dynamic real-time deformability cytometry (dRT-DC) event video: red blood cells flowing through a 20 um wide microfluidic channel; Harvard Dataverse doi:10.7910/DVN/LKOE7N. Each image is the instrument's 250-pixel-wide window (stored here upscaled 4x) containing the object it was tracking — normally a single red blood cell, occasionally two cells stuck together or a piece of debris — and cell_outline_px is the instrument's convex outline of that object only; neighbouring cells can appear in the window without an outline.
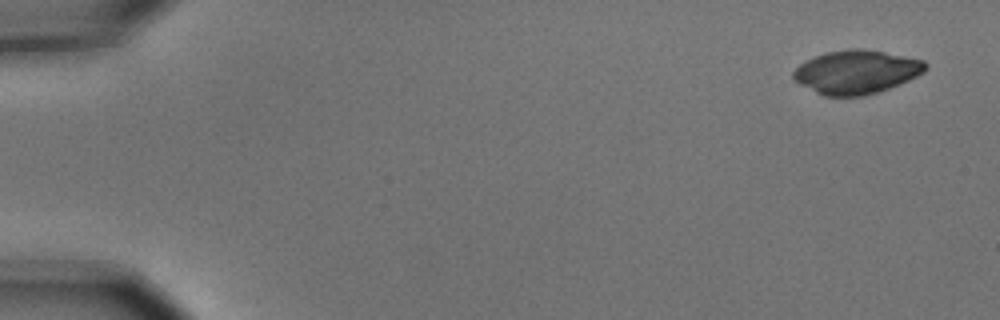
{"species": "common noctule bat (a hibernating species)", "species_latin": "Nyctalus noctula", "temperature_condition": "cold", "stored_images_in_passage": 5, "camera_frame_rate_fps": 3000, "um_per_image_px": 0.085, "animal": {"sex": "male", "body_mass_g": 15.6}, "frame": {"image": 1, "passage_image": 1, "time_ms": 0.0, "image_size_px": [1000, 320], "cell_outline_px": [[928, 68], [924, 72], [908, 80], [888, 88], [876, 92], [860, 96], [824, 96], [792, 80], [792, 72], [800, 64], [824, 52], [848, 48], [860, 48], [884, 52], [924, 60], [928, 64]], "centroid_in_image_um": [72.78, 6.11], "position_along_channel_um": 12.2, "area_um2": 33.47}}